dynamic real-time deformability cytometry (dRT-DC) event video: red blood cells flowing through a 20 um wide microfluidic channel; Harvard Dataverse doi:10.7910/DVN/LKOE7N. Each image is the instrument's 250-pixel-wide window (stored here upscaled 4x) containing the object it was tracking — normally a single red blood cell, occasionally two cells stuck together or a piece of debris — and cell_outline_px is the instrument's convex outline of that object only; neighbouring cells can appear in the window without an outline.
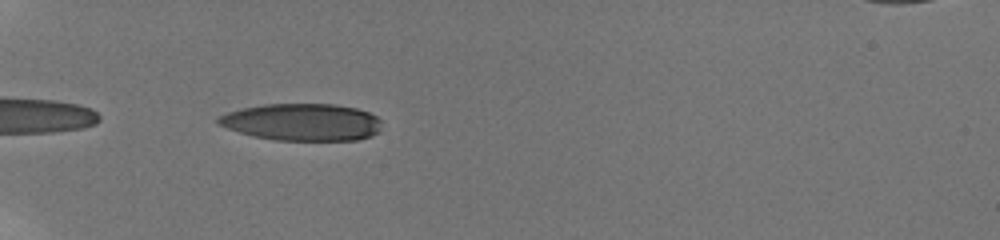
{"species": "human", "species_latin": "Homo sapiens", "temperature_condition": "room temperature", "stored_images_in_passage": 38, "camera_frame_rate_fps": 3000, "um_per_image_px": 0.085, "donor": {"sex": "male"}, "frame": {"image": 1, "passage_image": 2, "time_ms": 0.333, "image_size_px": [1000, 240], "cell_outline_px": [[380, 132], [372, 136], [356, 140], [276, 140], [252, 136], [216, 124], [216, 120], [220, 116], [228, 112], [240, 108], [264, 104], [336, 104], [356, 108], [368, 112], [376, 116], [380, 120]], "centroid_in_image_um": [25.69, 10.38], "position_along_channel_um": 59.3, "area_um2": 35.49}}
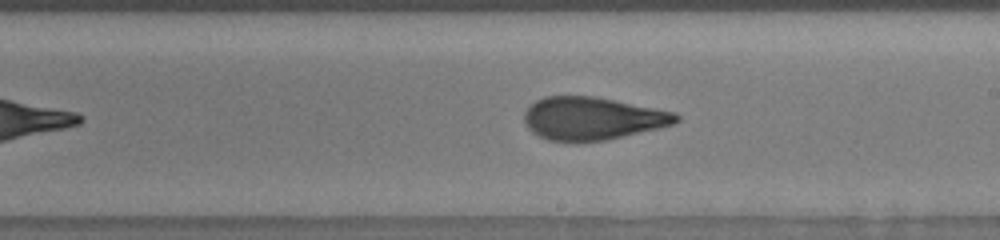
{"frame": {"image": 2, "passage_image": 18, "time_ms": 5.667, "image_size_px": [1000, 240], "cell_outline_px": [[680, 120], [672, 124], [624, 136], [604, 140], [576, 144], [548, 140], [532, 132], [528, 128], [524, 120], [524, 112], [536, 100], [544, 96], [592, 96], [676, 112], [680, 116]], "centroid_in_image_um": [50.31, 10.09], "position_along_channel_um": 238.7, "area_um2": 38.03}}
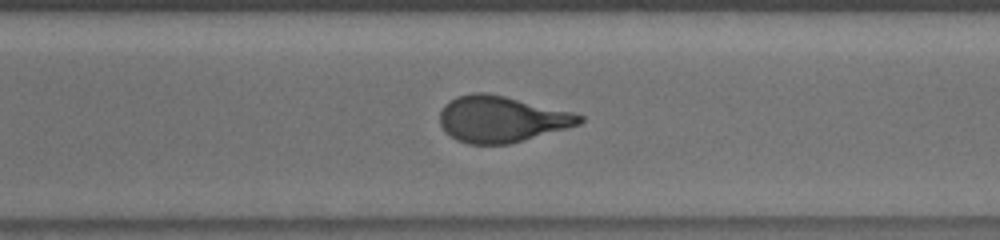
{"frame": {"image": 3, "passage_image": 25, "time_ms": 8.0, "image_size_px": [1000, 240], "cell_outline_px": [[584, 120], [580, 124], [524, 140], [508, 144], [468, 144], [456, 140], [440, 124], [440, 112], [444, 104], [456, 96], [472, 92], [488, 92], [572, 112], [584, 116]], "centroid_in_image_um": [42.61, 10.11], "position_along_channel_um": 328.0, "area_um2": 37.45}, "authors_computed_cell_mechanics": {"area_um2": 38.0324, "velocity_mm_per_s": 3.8381, "shape_relaxation_time_tau1_ms": 7.6669, "shape_relaxation_time_tau2_ms": 1.175, "deformation_change_tau1": 0.2653, "deformation_change_tau2": 0.092}}